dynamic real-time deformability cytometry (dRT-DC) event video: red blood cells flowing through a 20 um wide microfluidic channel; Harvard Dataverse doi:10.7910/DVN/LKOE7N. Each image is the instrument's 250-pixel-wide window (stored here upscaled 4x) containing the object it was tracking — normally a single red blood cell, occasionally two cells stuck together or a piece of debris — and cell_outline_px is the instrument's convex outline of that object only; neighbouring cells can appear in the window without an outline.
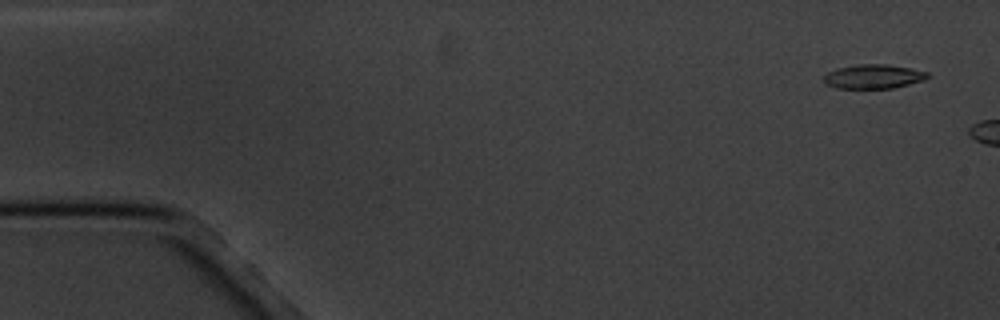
{"species": "common noctule bat (a hibernating species)", "species_latin": "Nyctalus noctula", "temperature_condition": "cold", "stored_images_in_passage": 3, "camera_frame_rate_fps": 3000, "um_per_image_px": 0.085, "animal": {"sex": "male", "body_mass_g": 20.1, "forearm_length_mm": 53.5}, "frame": {"image": 1, "passage_image": 1, "time_ms": 0.0, "image_size_px": [1000, 320], "cell_outline_px": [[928, 76], [924, 80], [892, 88], [836, 88], [828, 84], [824, 80], [824, 76], [828, 72], [836, 68], [856, 64], [888, 64], [912, 68], [928, 72]], "centroid_in_image_um": [74.25, 6.49], "position_along_channel_um": 10.8, "area_um2": 14.57}}